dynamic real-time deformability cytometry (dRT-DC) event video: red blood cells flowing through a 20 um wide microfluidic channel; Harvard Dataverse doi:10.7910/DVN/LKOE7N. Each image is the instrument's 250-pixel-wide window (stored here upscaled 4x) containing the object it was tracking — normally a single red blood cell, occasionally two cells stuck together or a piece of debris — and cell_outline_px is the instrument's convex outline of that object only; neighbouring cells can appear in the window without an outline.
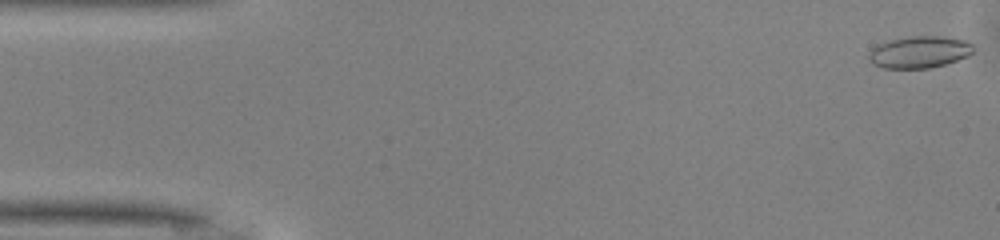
{"species": "common noctule bat (a hibernating species)", "species_latin": "Nyctalus noctula", "temperature_condition": "warm", "stored_images_in_passage": 39, "camera_frame_rate_fps": 3000, "um_per_image_px": 0.085, "animal": {"sex": "male", "body_mass_g": 13.0, "forearm_length_mm": 53.1}, "frame": {"image": 1, "passage_image": 1, "time_ms": 0.0, "image_size_px": [1000, 240], "cell_outline_px": [[972, 52], [968, 56], [944, 64], [928, 68], [884, 68], [872, 64], [868, 60], [868, 52], [876, 44], [888, 40], [912, 36], [944, 36], [964, 40], [972, 44]], "centroid_in_image_um": [78.08, 4.42], "position_along_channel_um": 6.9, "area_um2": 19.48}}
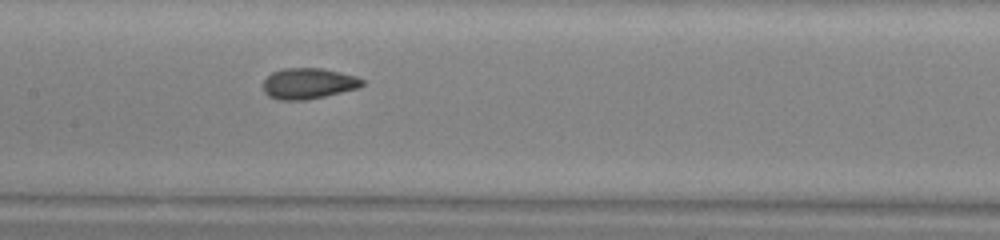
{"frame": {"image": 2, "passage_image": 23, "time_ms": 7.333, "image_size_px": [1000, 240], "cell_outline_px": [[364, 84], [356, 88], [324, 96], [304, 100], [280, 100], [268, 96], [264, 92], [264, 80], [272, 72], [284, 68], [320, 68], [340, 72], [356, 76], [364, 80]], "centroid_in_image_um": [26.19, 7.09], "position_along_channel_um": 181.2, "area_um2": 17.63}}
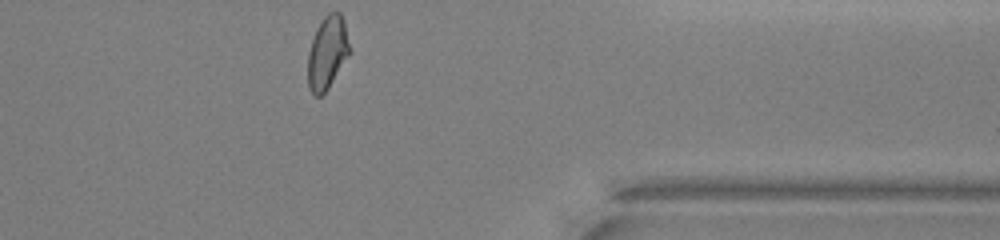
{"frame": {"image": 3, "passage_image": 39, "time_ms": 12.667, "image_size_px": [1000, 240], "cell_outline_px": [[352, 52], [328, 88], [320, 96], [316, 96], [308, 88], [308, 52], [316, 28], [324, 16], [328, 12], [340, 12], [344, 20]], "centroid_in_image_um": [27.85, 4.45], "position_along_channel_um": 383.6, "area_um2": 17.98}, "authors_computed_cell_mechanics": {"area_um2": 17.9758, "velocity_mm_per_s": 4.1651, "shape_relaxation_time_tau1_ms": 9.1905, "shape_relaxation_time_tau2_ms": 1.0764, "deformation_change_tau1": 0.1894, "deformation_change_tau2": 0.0704}}